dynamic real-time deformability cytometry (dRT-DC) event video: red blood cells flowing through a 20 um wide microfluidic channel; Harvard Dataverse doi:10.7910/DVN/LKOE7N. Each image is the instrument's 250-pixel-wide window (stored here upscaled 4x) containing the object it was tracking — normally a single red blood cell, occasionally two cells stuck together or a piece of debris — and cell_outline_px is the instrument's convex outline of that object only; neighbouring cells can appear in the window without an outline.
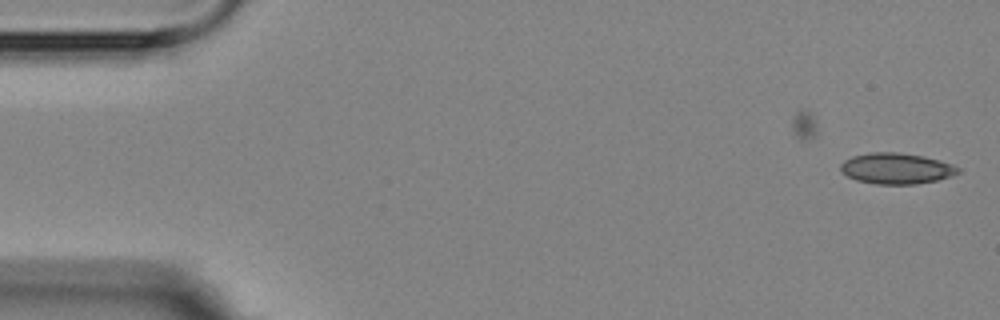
{"species": "Egyptian fruit bat (a non-hibernating species)", "species_latin": "Rousettus aegyptiacus", "temperature_condition": "room temperature", "stored_images_in_passage": 2, "camera_frame_rate_fps": 3000, "um_per_image_px": 0.085, "animal": {"sex": "female"}, "frame": {"image": 1, "passage_image": 2, "time_ms": 1.0, "image_size_px": [1000, 320], "cell_outline_px": [[960, 172], [952, 176], [936, 180], [916, 184], [876, 184], [856, 180], [840, 172], [840, 164], [844, 160], [852, 156], [868, 152], [896, 152], [924, 156], [940, 160], [952, 164], [960, 168]], "centroid_in_image_um": [76.17, 14.31], "position_along_channel_um": 8.8, "area_um2": 21.33}}